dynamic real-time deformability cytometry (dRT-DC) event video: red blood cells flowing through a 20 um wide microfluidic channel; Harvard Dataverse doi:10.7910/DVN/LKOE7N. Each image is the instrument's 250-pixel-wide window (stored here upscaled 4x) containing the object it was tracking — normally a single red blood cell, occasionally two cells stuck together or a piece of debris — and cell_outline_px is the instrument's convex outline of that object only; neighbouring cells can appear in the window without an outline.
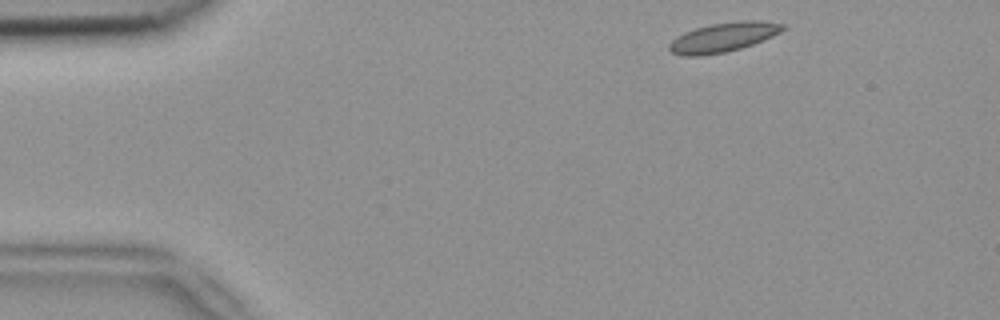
{"species": "common noctule bat (a hibernating species)", "species_latin": "Nyctalus noctula", "temperature_condition": "room temperature", "stored_images_in_passage": 4, "camera_frame_rate_fps": 3000, "um_per_image_px": 0.085, "animal": {"sex": "female", "body_mass_g": 18.4}, "frame": {"image": 1, "passage_image": 1, "time_ms": 0.0, "image_size_px": [1000, 320], "cell_outline_px": [[788, 24], [780, 32], [772, 36], [752, 44], [740, 48], [724, 52], [700, 56], [684, 56], [672, 52], [668, 48], [668, 44], [676, 36], [684, 32], [696, 28], [712, 24], [740, 20], [760, 20]], "centroid_in_image_um": [61.48, 3.15], "position_along_channel_um": 23.5, "area_um2": 19.42}}
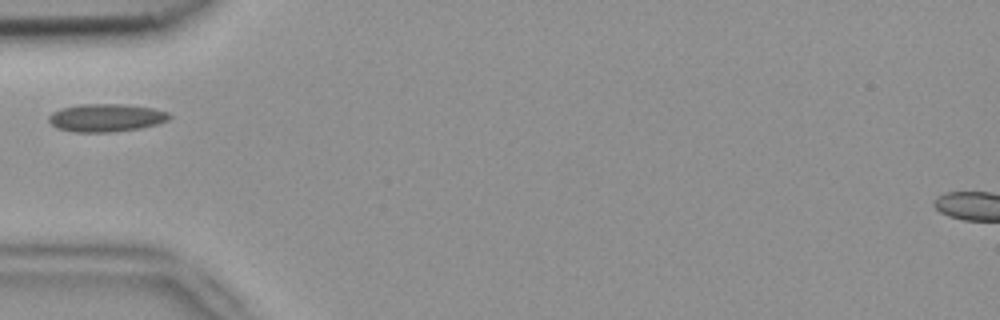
{"frame": {"image": 2, "passage_image": 4, "time_ms": 1.0, "image_size_px": [1000, 320], "cell_outline_px": [[172, 116], [168, 120], [156, 124], [140, 128], [112, 132], [72, 132], [56, 128], [48, 120], [48, 116], [52, 112], [60, 108], [80, 104], [124, 104], [152, 108], [168, 112]], "centroid_in_image_um": [8.99, 10.01], "position_along_channel_um": 76.0, "area_um2": 19.71}}